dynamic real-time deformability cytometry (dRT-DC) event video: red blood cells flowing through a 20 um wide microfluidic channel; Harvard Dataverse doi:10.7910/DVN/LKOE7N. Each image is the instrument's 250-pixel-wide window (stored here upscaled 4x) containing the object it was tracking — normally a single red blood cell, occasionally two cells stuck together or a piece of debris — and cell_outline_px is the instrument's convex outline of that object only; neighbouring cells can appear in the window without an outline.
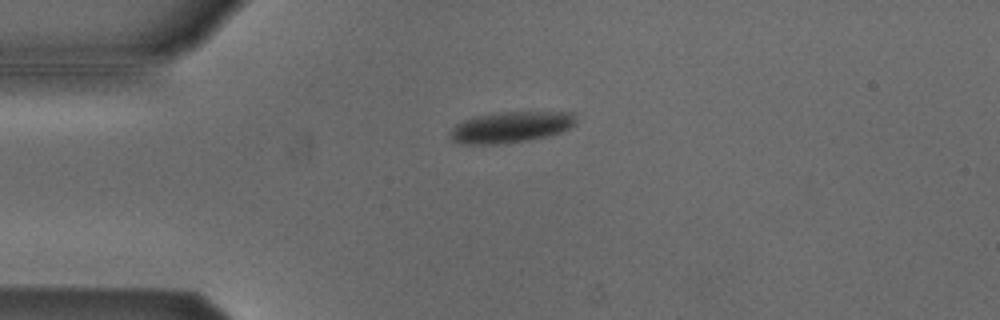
{"species": "Egyptian fruit bat (a non-hibernating species)", "species_latin": "Rousettus aegyptiacus", "temperature_condition": "cold", "stored_images_in_passage": 48, "camera_frame_rate_fps": 3000, "um_per_image_px": 0.085, "animal": {"sex": "male"}, "frame": {"image": 1, "passage_image": 7, "time_ms": 2.0, "image_size_px": [1000, 320], "cell_outline_px": [[576, 124], [552, 136], [528, 140], [496, 144], [460, 144], [452, 140], [448, 136], [448, 132], [456, 124], [464, 120], [476, 116], [504, 112], [576, 112]], "centroid_in_image_um": [43.42, 10.81], "position_along_channel_um": 41.6, "area_um2": 22.95}}
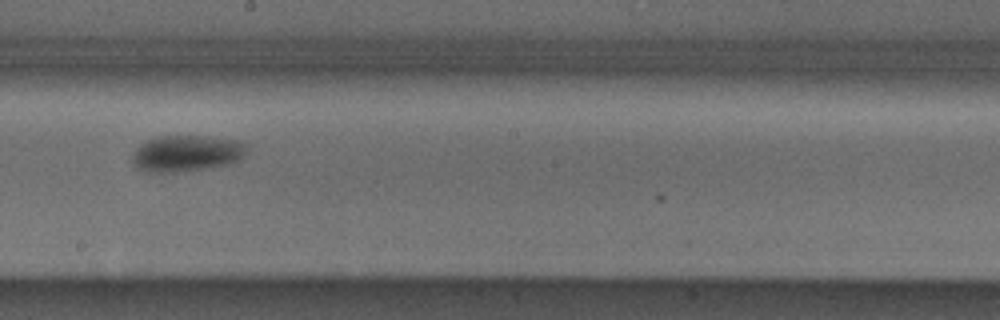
{"frame": {"image": 2, "passage_image": 24, "time_ms": 7.667, "image_size_px": [1000, 320], "cell_outline_px": [[248, 148], [240, 160], [232, 164], [176, 172], [152, 172], [136, 168], [132, 160], [132, 156], [136, 148], [140, 144], [156, 136], [208, 136], [236, 140], [244, 144]], "centroid_in_image_um": [15.86, 13.03], "position_along_channel_um": 232.3, "area_um2": 24.22}}
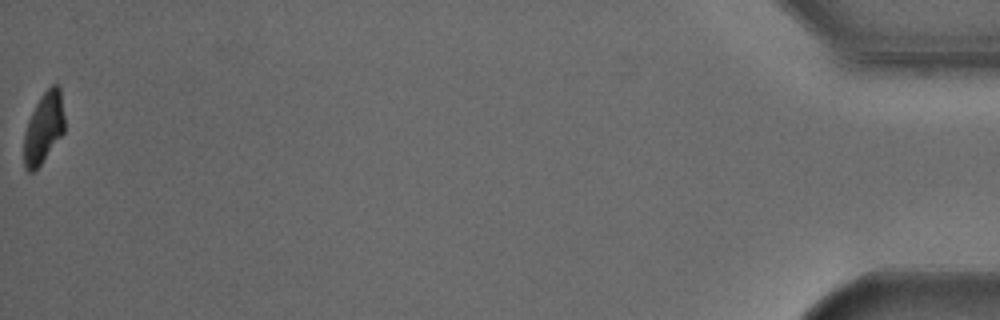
{"frame": {"image": 3, "passage_image": 48, "time_ms": 15.667, "image_size_px": [1000, 320], "cell_outline_px": [[64, 132], [36, 172], [28, 172], [24, 168], [24, 132], [28, 120], [40, 96], [52, 84], [60, 84], [64, 116]], "centroid_in_image_um": [3.71, 10.89], "position_along_channel_um": 431.5, "area_um2": 17.05}, "authors_computed_cell_mechanics": {"area_um2": 22.7154, "velocity_mm_per_s": 3.7982, "shape_relaxation_time_tau1_ms": 1.557, "shape_relaxation_time_tau2_ms": null, "deformation_change_tau1": 0.0902, "deformation_change_tau2": null}}